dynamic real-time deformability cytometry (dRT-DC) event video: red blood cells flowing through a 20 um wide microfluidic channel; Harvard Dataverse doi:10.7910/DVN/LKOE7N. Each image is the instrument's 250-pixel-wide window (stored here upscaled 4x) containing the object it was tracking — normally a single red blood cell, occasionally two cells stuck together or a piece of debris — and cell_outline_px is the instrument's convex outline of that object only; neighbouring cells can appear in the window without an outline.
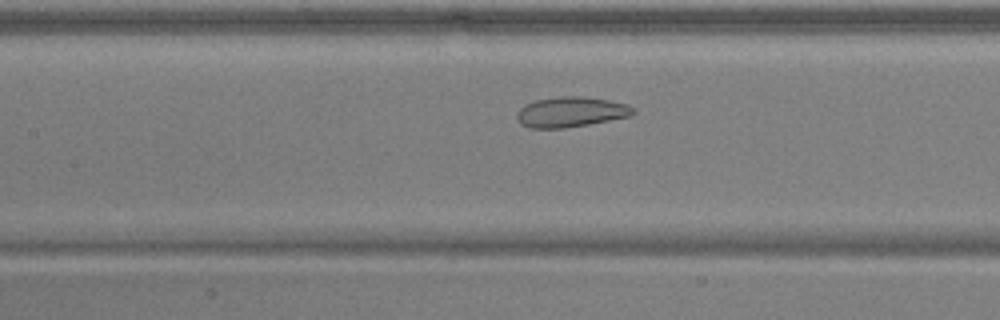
{"species": "common noctule bat (a hibernating species)", "species_latin": "Nyctalus noctula", "temperature_condition": "warm", "stored_images_in_passage": 39, "camera_frame_rate_fps": 3000, "um_per_image_px": 0.085, "animal": {"sex": "male", "body_mass_g": 17.9, "forearm_length_mm": 54.2}, "frame": {"image": 1, "passage_image": 11, "time_ms": 3.333, "image_size_px": [1000, 320], "cell_outline_px": [[636, 112], [632, 116], [588, 124], [564, 128], [528, 128], [520, 124], [516, 116], [516, 112], [524, 104], [536, 100], [560, 96], [584, 96], [608, 100], [628, 104], [636, 108]], "centroid_in_image_um": [48.53, 9.51], "position_along_channel_um": 158.9, "area_um2": 20.75}}
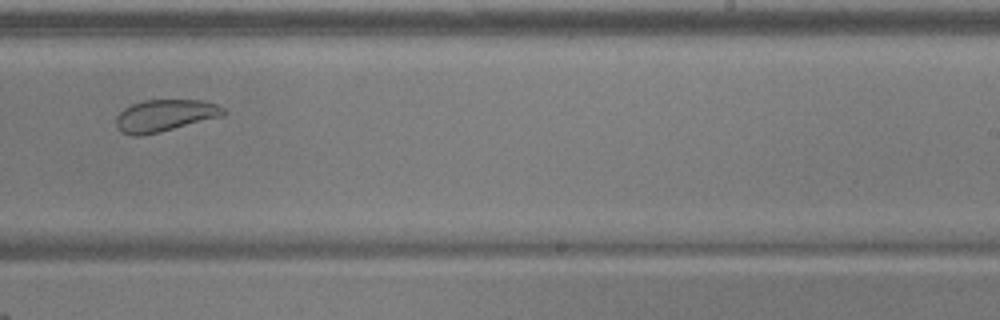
{"frame": {"image": 2, "passage_image": 20, "time_ms": 6.333, "image_size_px": [1000, 320], "cell_outline_px": [[228, 112], [224, 116], [160, 132], [140, 136], [132, 136], [124, 132], [116, 124], [116, 116], [124, 108], [132, 104], [144, 100], [204, 100], [216, 104], [224, 108]], "centroid_in_image_um": [14.06, 9.81], "position_along_channel_um": 274.9, "area_um2": 20.06}}
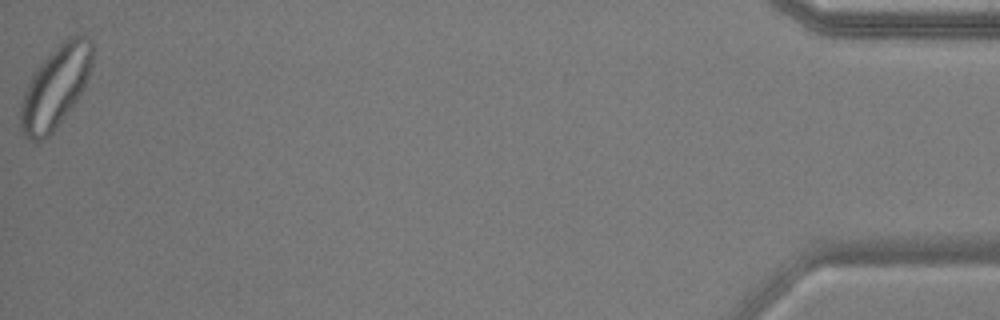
{"frame": {"image": 3, "passage_image": 39, "time_ms": 12.667, "image_size_px": [1000, 320], "cell_outline_px": [[92, 64], [88, 76], [80, 96], [52, 132], [44, 140], [36, 144], [24, 136], [20, 132], [20, 104], [24, 92], [36, 68], [68, 36], [88, 36], [92, 40]], "centroid_in_image_um": [4.7, 7.45], "position_along_channel_um": 430.5, "area_um2": 34.04}, "authors_computed_cell_mechanics": {"area_um2": 22.9466, "velocity_mm_per_s": 3.8768, "shape_relaxation_time_tau1_ms": null, "shape_relaxation_time_tau2_ms": 1.1548, "deformation_change_tau1": null, "deformation_change_tau2": 0.0776}}